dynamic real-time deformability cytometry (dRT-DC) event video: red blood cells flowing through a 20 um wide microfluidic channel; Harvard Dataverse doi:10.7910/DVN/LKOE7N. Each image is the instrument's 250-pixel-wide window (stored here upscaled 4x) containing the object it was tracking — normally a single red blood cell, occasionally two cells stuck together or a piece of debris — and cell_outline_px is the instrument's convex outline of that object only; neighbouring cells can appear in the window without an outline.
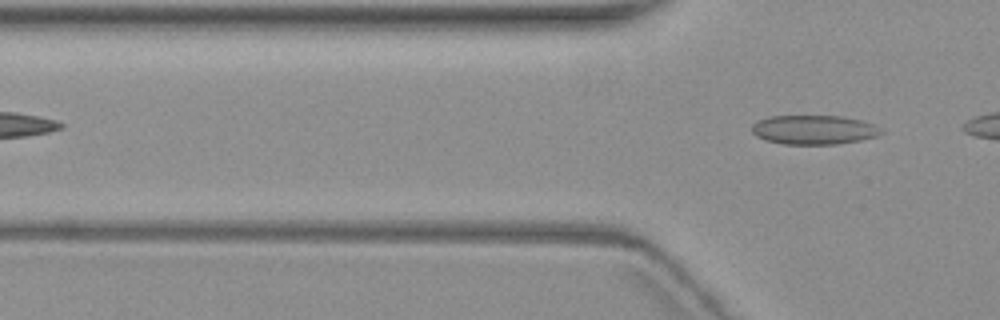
{"species": "common noctule bat (a hibernating species)", "species_latin": "Nyctalus noctula", "temperature_condition": "warm", "stored_images_in_passage": 3, "camera_frame_rate_fps": 3000, "um_per_image_px": 0.085, "animal": {"sex": "female", "body_mass_g": 19.3, "forearm_length_mm": 54.1}, "frame": {"image": 1, "passage_image": 3, "time_ms": 2.667, "image_size_px": [1000, 320], "cell_outline_px": [[884, 132], [876, 136], [860, 140], [836, 144], [784, 144], [764, 140], [756, 136], [752, 132], [752, 124], [756, 120], [768, 116], [840, 116], [860, 120], [872, 124]], "centroid_in_image_um": [69.11, 11.03], "position_along_channel_um": 56.7, "area_um2": 21.96}}